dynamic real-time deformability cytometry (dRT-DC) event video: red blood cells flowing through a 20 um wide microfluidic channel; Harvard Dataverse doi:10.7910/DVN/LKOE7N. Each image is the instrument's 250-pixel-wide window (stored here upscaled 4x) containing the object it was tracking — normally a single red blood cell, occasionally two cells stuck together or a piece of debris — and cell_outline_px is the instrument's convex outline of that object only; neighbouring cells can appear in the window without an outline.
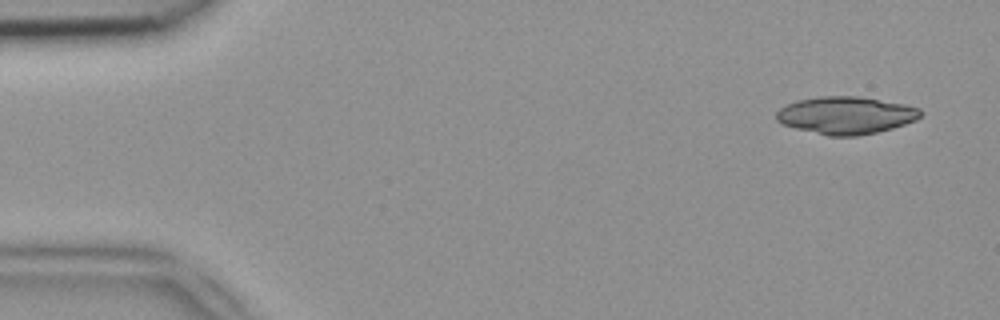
{"species": "common noctule bat (a hibernating species)", "species_latin": "Nyctalus noctula", "temperature_condition": "room temperature", "stored_images_in_passage": 17, "camera_frame_rate_fps": 3000, "um_per_image_px": 0.085, "animal": {"sex": "female", "body_mass_g": 18.4}, "frame": {"image": 1, "passage_image": 3, "time_ms": 0.667, "image_size_px": [1000, 320], "cell_outline_px": [[924, 112], [916, 120], [892, 128], [876, 132], [856, 136], [828, 136], [780, 124], [776, 120], [776, 112], [780, 108], [796, 100], [820, 96], [860, 96], [904, 104], [920, 108]], "centroid_in_image_um": [71.89, 9.79], "position_along_channel_um": 13.1, "area_um2": 31.56}}